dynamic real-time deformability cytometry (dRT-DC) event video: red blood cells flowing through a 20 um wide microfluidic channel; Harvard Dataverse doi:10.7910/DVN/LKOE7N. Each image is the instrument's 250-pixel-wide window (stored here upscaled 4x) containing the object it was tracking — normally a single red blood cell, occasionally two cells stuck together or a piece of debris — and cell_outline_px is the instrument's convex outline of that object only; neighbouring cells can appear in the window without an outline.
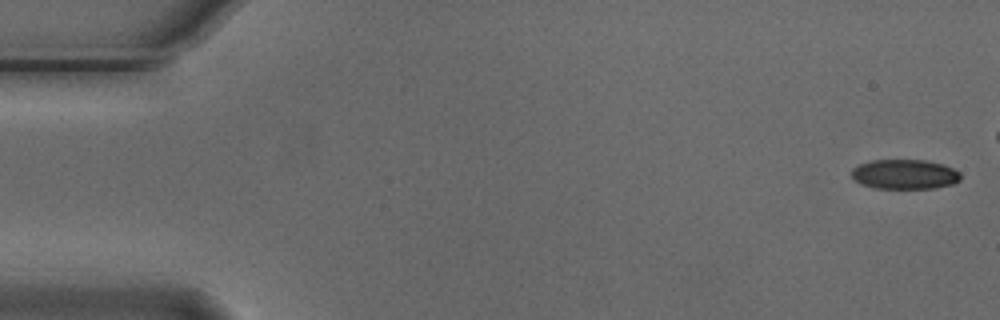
{"species": "Egyptian fruit bat (a non-hibernating species)", "species_latin": "Rousettus aegyptiacus", "temperature_condition": "cold", "stored_images_in_passage": 2, "camera_frame_rate_fps": 3000, "um_per_image_px": 0.085, "animal": {"sex": "male"}, "frame": {"image": 1, "passage_image": 1, "time_ms": 0.0, "image_size_px": [1000, 320], "cell_outline_px": [[960, 180], [952, 184], [936, 188], [876, 188], [860, 184], [852, 176], [852, 168], [860, 164], [872, 160], [924, 160], [940, 164], [952, 168], [960, 172]], "centroid_in_image_um": [76.89, 14.82], "position_along_channel_um": 8.1, "area_um2": 18.73}}